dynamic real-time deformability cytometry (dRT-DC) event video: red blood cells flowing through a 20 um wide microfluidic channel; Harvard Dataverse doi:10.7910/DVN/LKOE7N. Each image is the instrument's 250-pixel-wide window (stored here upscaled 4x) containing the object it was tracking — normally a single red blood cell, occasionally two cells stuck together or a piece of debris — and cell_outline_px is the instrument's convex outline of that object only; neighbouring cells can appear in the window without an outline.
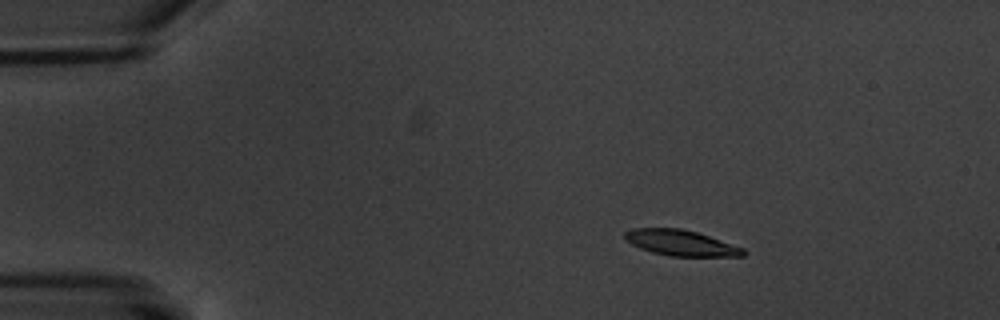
{"species": "common noctule bat (a hibernating species)", "species_latin": "Nyctalus noctula", "temperature_condition": "warm", "stored_images_in_passage": 16, "camera_frame_rate_fps": 3000, "um_per_image_px": 0.085, "animal": {"sex": "male", "body_mass_g": 20.1, "forearm_length_mm": 53.5}, "frame": {"image": 1, "passage_image": 3, "time_ms": 2.333, "image_size_px": [1000, 320], "cell_outline_px": [[748, 252], [744, 256], [672, 256], [652, 252], [640, 248], [624, 240], [624, 232], [632, 228], [680, 228], [696, 232], [744, 248]], "centroid_in_image_um": [57.86, 20.64], "position_along_channel_um": 27.1, "area_um2": 17.69}}
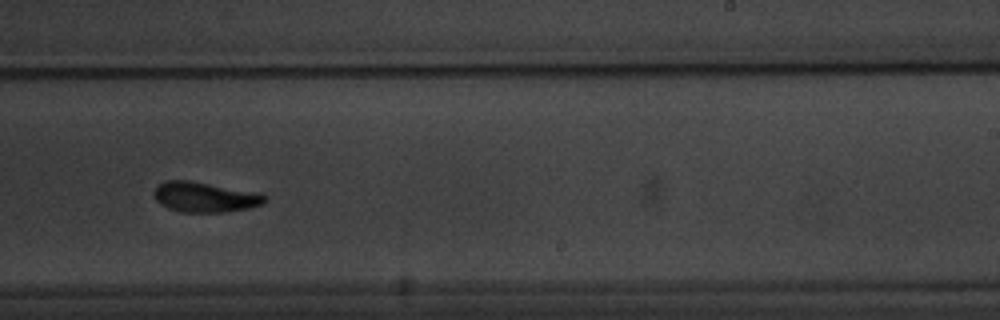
{"frame": {"image": 2, "passage_image": 11, "time_ms": 11.667, "image_size_px": [1000, 320], "cell_outline_px": [[264, 204], [248, 208], [224, 212], [180, 212], [168, 208], [160, 204], [156, 200], [152, 192], [156, 184], [164, 180], [188, 180], [208, 184], [264, 196]], "centroid_in_image_um": [17.23, 16.76], "position_along_channel_um": 271.8, "area_um2": 18.9}}
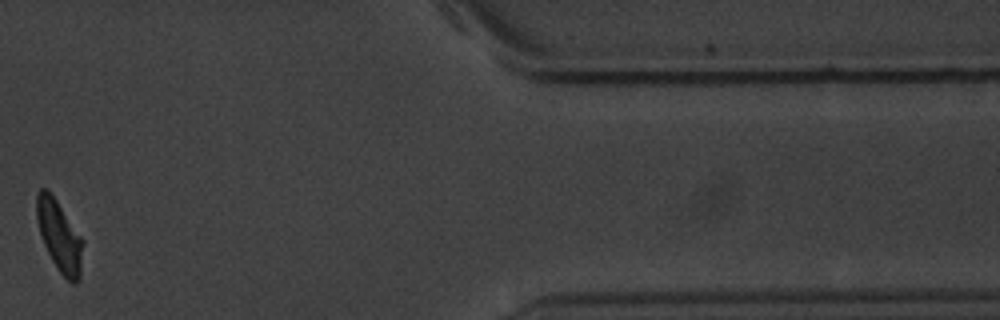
{"frame": {"image": 3, "passage_image": 15, "time_ms": 17.0, "image_size_px": [1000, 320], "cell_outline_px": [[84, 244], [80, 280], [76, 284], [72, 284], [60, 272], [52, 260], [44, 244], [36, 220], [36, 196], [40, 188], [44, 188], [56, 200], [84, 240]], "centroid_in_image_um": [5.07, 20.11], "position_along_channel_um": 406.3, "area_um2": 19.07}, "authors_computed_cell_mechanics": {"area_um2": 18.9295, "velocity_mm_per_s": 3.3671, "shape_relaxation_time_tau1_ms": 1.8169, "shape_relaxation_time_tau2_ms": 3.8017, "deformation_change_tau1": 0.1114, "deformation_change_tau2": 0.0952}}